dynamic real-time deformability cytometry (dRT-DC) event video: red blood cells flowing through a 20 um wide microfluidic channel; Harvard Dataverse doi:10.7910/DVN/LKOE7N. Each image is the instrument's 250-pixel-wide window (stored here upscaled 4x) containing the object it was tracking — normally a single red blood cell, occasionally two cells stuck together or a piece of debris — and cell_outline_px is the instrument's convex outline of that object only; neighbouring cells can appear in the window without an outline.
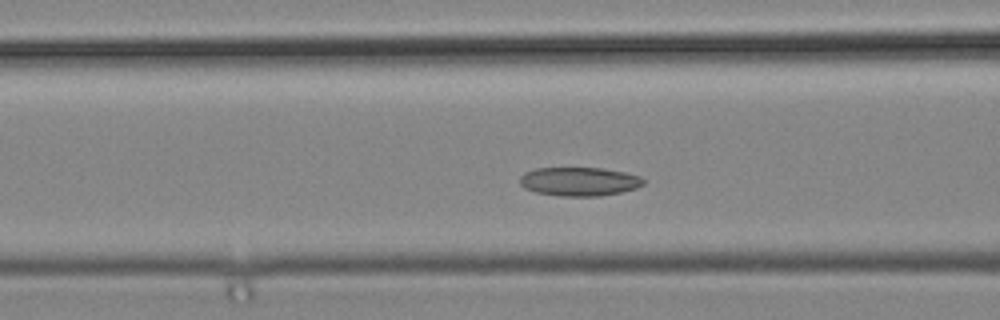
{"species": "common noctule bat (a hibernating species)", "species_latin": "Nyctalus noctula", "temperature_condition": "cold", "stored_images_in_passage": 46, "camera_frame_rate_fps": 3000, "um_per_image_px": 0.085, "animal": {"sex": "male", "body_mass_g": 19.2, "forearm_length_mm": 51.8}, "frame": {"image": 1, "passage_image": 15, "time_ms": 4.667, "image_size_px": [1000, 320], "cell_outline_px": [[644, 184], [636, 188], [620, 192], [600, 196], [560, 196], [536, 192], [524, 188], [520, 184], [520, 176], [524, 172], [536, 168], [600, 168], [624, 172], [640, 176], [644, 180]], "centroid_in_image_um": [49.22, 15.43], "position_along_channel_um": 117.4, "area_um2": 20.69}}
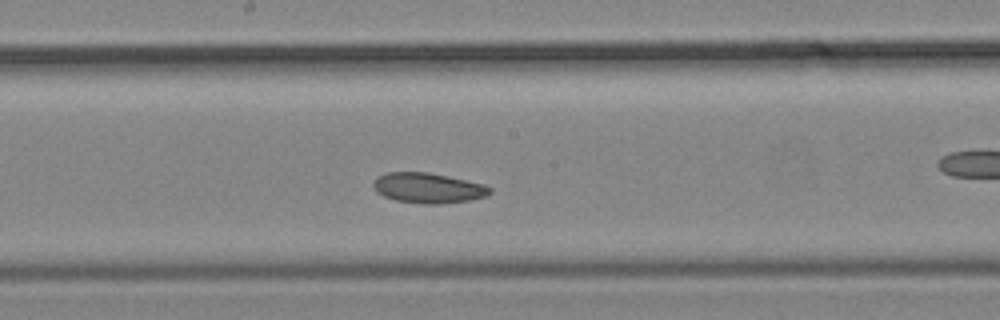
{"frame": {"image": 2, "passage_image": 22, "time_ms": 7.0, "image_size_px": [1000, 320], "cell_outline_px": [[492, 192], [488, 196], [472, 200], [436, 204], [424, 204], [396, 200], [384, 196], [376, 192], [372, 184], [376, 176], [384, 172], [428, 172], [448, 176], [484, 184], [492, 188]], "centroid_in_image_um": [36.39, 15.97], "position_along_channel_um": 211.8, "area_um2": 20.75}}
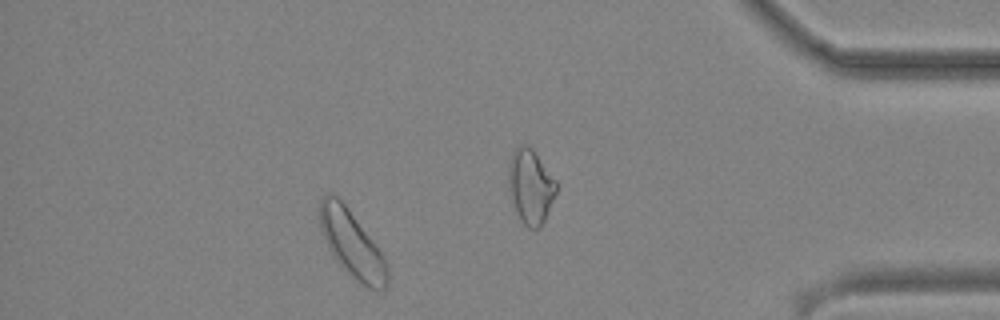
{"frame": {"image": 3, "passage_image": 40, "time_ms": 13.0, "image_size_px": [1000, 320], "cell_outline_px": [[388, 288], [368, 288], [360, 284], [332, 256], [328, 248], [320, 228], [320, 196], [328, 192], [336, 196], [348, 208], [380, 252], [388, 264]], "centroid_in_image_um": [29.89, 20.74], "position_along_channel_um": 405.3, "area_um2": 25.78}}